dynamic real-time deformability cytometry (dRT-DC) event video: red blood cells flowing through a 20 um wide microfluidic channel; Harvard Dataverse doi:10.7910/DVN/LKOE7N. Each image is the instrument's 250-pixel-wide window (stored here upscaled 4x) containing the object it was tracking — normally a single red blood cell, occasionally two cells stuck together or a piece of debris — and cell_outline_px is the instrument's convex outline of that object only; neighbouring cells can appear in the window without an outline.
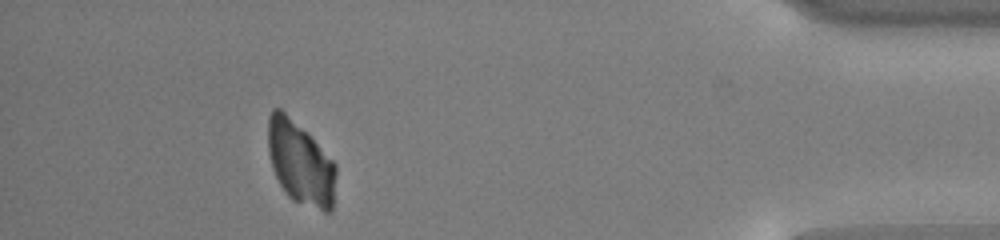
{"species": "common noctule bat (a hibernating species)", "species_latin": "Nyctalus noctula", "temperature_condition": "cold", "stored_images_in_passage": 42, "camera_frame_rate_fps": 3000, "um_per_image_px": 0.085, "animal": {"sex": "male", "body_mass_g": 13.0, "forearm_length_mm": 53.1}, "frame": {"image": 1, "passage_image": 37, "time_ms": 12.0, "image_size_px": [1000, 240], "cell_outline_px": [[336, 176], [332, 212], [324, 212], [292, 200], [288, 196], [280, 184], [272, 168], [268, 152], [268, 116], [272, 108], [280, 108], [336, 164]], "centroid_in_image_um": [25.52, 13.91], "position_along_channel_um": 409.7, "area_um2": 32.48}}